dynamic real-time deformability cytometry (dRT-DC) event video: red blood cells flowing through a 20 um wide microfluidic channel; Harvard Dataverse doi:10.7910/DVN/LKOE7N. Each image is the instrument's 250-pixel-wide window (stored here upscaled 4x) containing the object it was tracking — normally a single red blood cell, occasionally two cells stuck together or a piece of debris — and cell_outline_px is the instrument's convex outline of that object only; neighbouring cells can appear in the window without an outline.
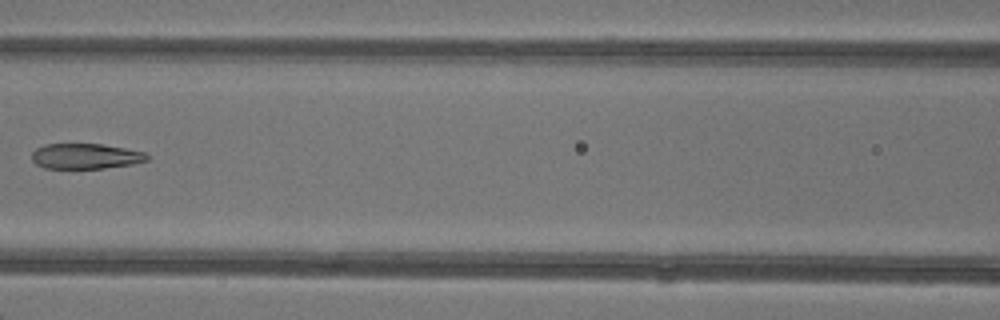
{"species": "common noctule bat (a hibernating species)", "species_latin": "Nyctalus noctula", "temperature_condition": "warm", "stored_images_in_passage": 7, "camera_frame_rate_fps": 3000, "um_per_image_px": 0.085, "animal": {"sex": "female"}, "frame": {"image": 1, "passage_image": 7, "time_ms": 7.667, "image_size_px": [1000, 320], "cell_outline_px": [[148, 160], [132, 164], [104, 168], [44, 168], [36, 164], [32, 160], [32, 152], [36, 148], [44, 144], [100, 144], [124, 148], [144, 152], [148, 156]], "centroid_in_image_um": [7.24, 13.27], "position_along_channel_um": 159.4, "area_um2": 16.94}}